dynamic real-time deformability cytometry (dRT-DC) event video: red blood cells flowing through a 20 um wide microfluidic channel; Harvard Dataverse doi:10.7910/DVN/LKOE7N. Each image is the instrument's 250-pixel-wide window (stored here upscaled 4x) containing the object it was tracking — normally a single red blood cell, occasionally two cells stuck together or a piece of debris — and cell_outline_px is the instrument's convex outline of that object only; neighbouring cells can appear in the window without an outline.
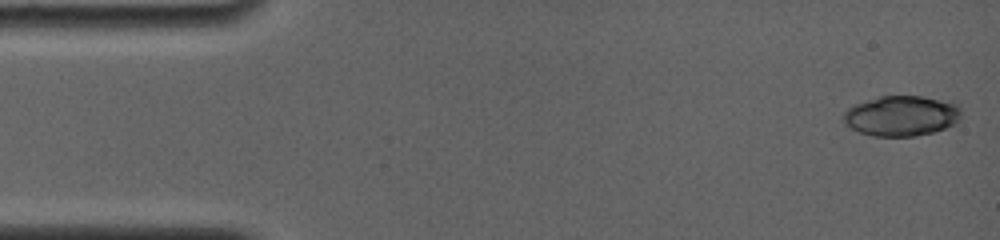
{"species": "common noctule bat (a hibernating species)", "species_latin": "Nyctalus noctula", "temperature_condition": "room temperature", "stored_images_in_passage": 6, "camera_frame_rate_fps": 4000, "um_per_image_px": 0.085, "animal": {"sex": "female", "body_mass_g": 19.0, "forearm_length_mm": 56.7}, "frame": {"image": 1, "passage_image": 1, "time_ms": 0.0, "image_size_px": [1000, 240], "cell_outline_px": [[960, 120], [944, 128], [932, 132], [916, 136], [872, 136], [860, 132], [844, 124], [844, 112], [848, 108], [856, 104], [880, 96], [924, 96], [956, 104], [960, 108]], "centroid_in_image_um": [76.61, 9.85], "position_along_channel_um": 8.4, "area_um2": 27.4}}
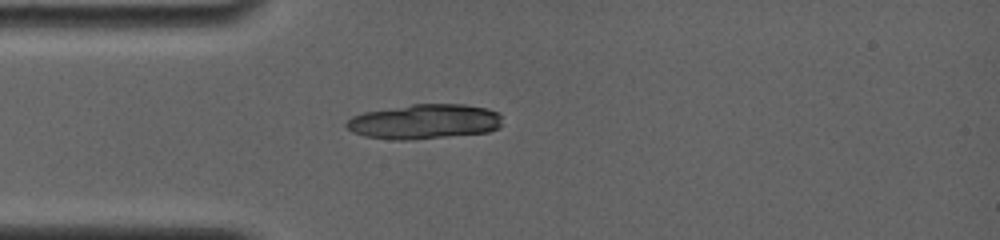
{"frame": {"image": 2, "passage_image": 6, "time_ms": 4.0, "image_size_px": [1000, 240], "cell_outline_px": [[500, 128], [488, 132], [412, 140], [392, 140], [364, 136], [352, 132], [344, 124], [352, 116], [364, 112], [412, 104], [464, 104], [488, 108], [500, 112]], "centroid_in_image_um": [36.08, 10.34], "position_along_channel_um": 48.9, "area_um2": 31.85}}